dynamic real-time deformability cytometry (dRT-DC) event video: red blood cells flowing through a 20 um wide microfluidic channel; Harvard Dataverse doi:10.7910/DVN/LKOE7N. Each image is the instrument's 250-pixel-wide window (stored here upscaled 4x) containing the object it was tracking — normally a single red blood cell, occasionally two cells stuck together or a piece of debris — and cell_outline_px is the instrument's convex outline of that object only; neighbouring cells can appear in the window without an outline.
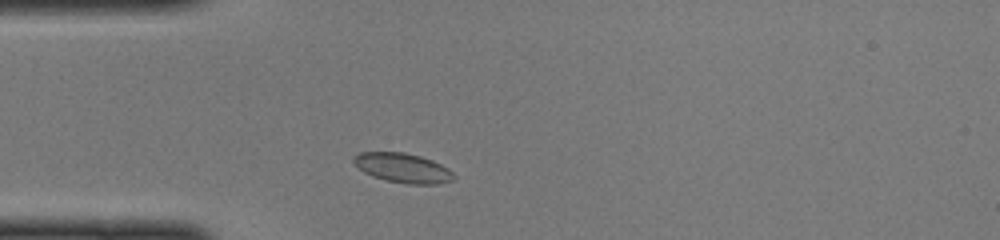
{"species": "common noctule bat (a hibernating species)", "species_latin": "Nyctalus noctula", "temperature_condition": "cold", "stored_images_in_passage": 29, "camera_frame_rate_fps": 3000, "um_per_image_px": 0.085, "animal": {"sex": "female", "body_mass_g": 22.0, "forearm_length_mm": 56.7}, "frame": {"image": 1, "passage_image": 3, "time_ms": 0.667, "image_size_px": [1000, 240], "cell_outline_px": [[456, 176], [452, 180], [436, 184], [408, 184], [388, 180], [372, 176], [364, 172], [352, 160], [352, 156], [360, 152], [404, 152], [420, 156], [432, 160], [448, 168]], "centroid_in_image_um": [34.24, 14.26], "position_along_channel_um": 50.8, "area_um2": 17.11}}
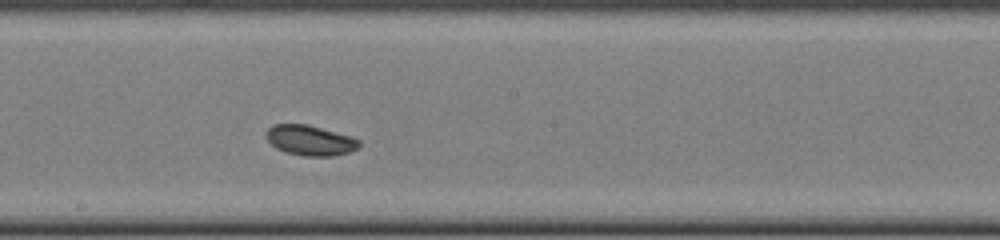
{"frame": {"image": 2, "passage_image": 16, "time_ms": 5.0, "image_size_px": [1000, 240], "cell_outline_px": [[360, 144], [356, 148], [348, 152], [332, 156], [304, 156], [288, 152], [276, 148], [268, 140], [268, 128], [272, 124], [308, 124], [348, 136], [360, 140]], "centroid_in_image_um": [26.35, 11.92], "position_along_channel_um": 221.8, "area_um2": 15.95}}
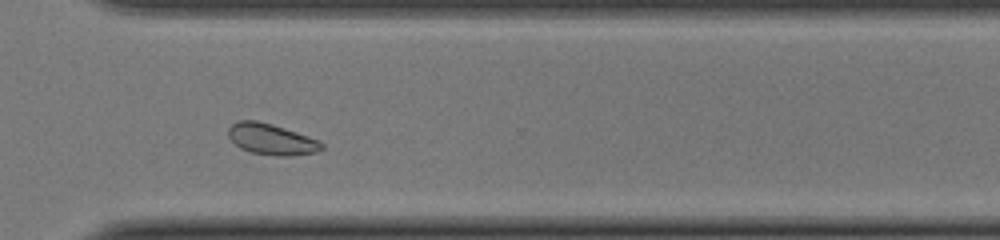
{"frame": {"image": 3, "passage_image": 25, "time_ms": 8.0, "image_size_px": [1000, 240], "cell_outline_px": [[324, 148], [316, 152], [292, 156], [276, 156], [252, 152], [240, 148], [228, 136], [228, 128], [232, 124], [240, 120], [256, 120], [272, 124], [320, 140], [324, 144]], "centroid_in_image_um": [23.09, 11.84], "position_along_channel_um": 347.5, "area_um2": 16.88}}